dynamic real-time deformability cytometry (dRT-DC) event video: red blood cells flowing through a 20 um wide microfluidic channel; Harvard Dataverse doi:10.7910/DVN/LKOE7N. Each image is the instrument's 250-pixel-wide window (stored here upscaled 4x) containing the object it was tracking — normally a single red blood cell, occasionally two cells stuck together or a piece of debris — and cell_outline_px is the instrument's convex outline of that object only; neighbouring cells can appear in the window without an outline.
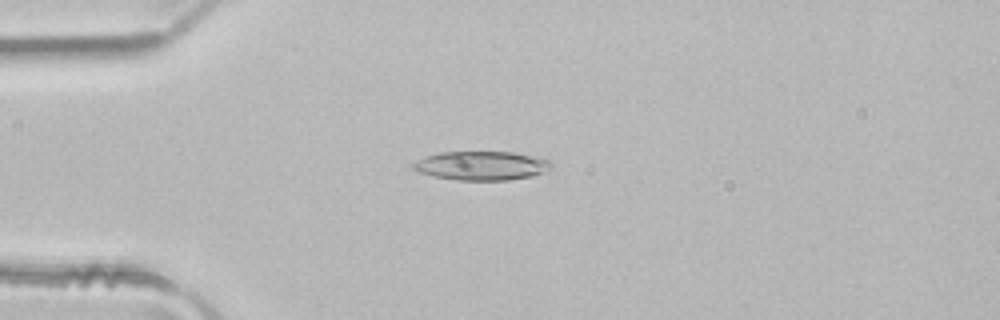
{"species": "common noctule bat (a hibernating species)", "species_latin": "Nyctalus noctula", "temperature_condition": "room temperature", "stored_images_in_passage": 2, "camera_frame_rate_fps": 3000, "um_per_image_px": 0.085, "animal": {"sex": "male", "body_mass_g": 21.5, "forearm_length_mm": 52.0}, "frame": {"image": 1, "passage_image": 2, "time_ms": 0.333, "image_size_px": [1000, 320], "cell_outline_px": [[552, 164], [548, 168], [532, 176], [508, 180], [456, 180], [436, 176], [420, 172], [412, 168], [412, 164], [416, 160], [440, 152], [512, 152], [540, 156], [552, 160]], "centroid_in_image_um": [40.96, 14.07], "position_along_channel_um": 44.0, "area_um2": 23.18}}